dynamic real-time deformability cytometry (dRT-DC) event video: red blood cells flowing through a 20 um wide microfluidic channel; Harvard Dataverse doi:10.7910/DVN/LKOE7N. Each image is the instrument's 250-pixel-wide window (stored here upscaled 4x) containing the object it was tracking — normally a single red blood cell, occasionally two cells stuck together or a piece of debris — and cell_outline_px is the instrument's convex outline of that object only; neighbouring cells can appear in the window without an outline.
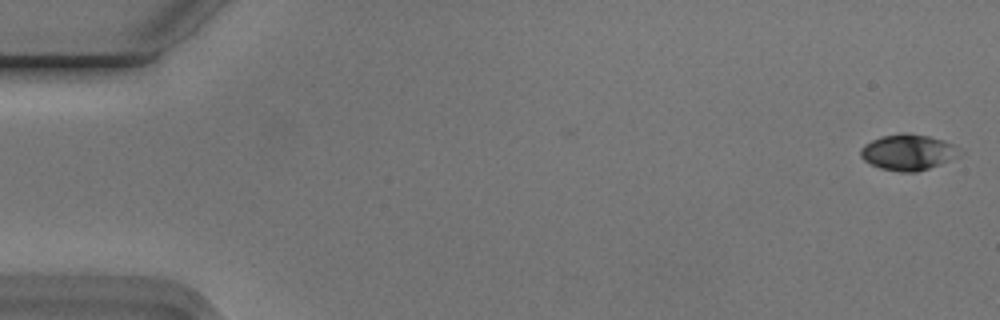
{"species": "Egyptian fruit bat (a non-hibernating species)", "species_latin": "Rousettus aegyptiacus", "temperature_condition": "cold", "stored_images_in_passage": 2, "camera_frame_rate_fps": 3000, "um_per_image_px": 0.085, "animal": {"sex": "male"}, "frame": {"image": 1, "passage_image": 2, "time_ms": 0.333, "image_size_px": [1000, 320], "cell_outline_px": [[964, 152], [960, 156], [940, 164], [916, 172], [900, 172], [880, 168], [864, 160], [860, 156], [860, 148], [864, 144], [872, 140], [884, 136], [900, 132], [904, 132], [928, 136], [944, 140], [960, 148]], "centroid_in_image_um": [77.21, 12.93], "position_along_channel_um": 7.8, "area_um2": 20.81}}